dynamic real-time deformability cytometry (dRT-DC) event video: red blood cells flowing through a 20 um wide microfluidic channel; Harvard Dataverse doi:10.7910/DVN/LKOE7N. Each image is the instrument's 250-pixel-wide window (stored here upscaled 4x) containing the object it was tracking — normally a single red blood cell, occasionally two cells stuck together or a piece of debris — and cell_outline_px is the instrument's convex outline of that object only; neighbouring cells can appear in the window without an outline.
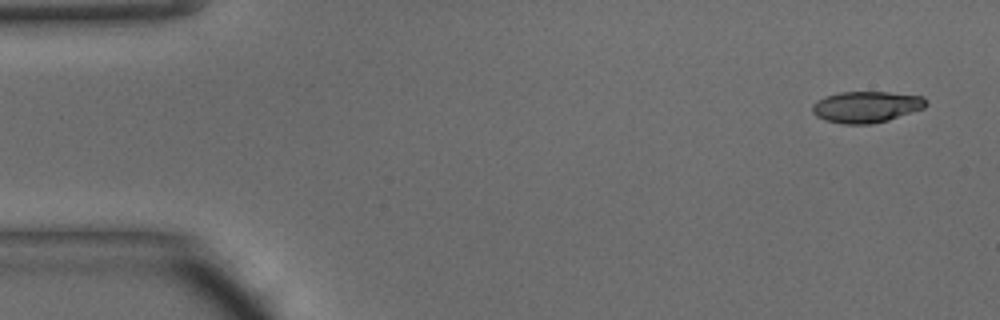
{"species": "common noctule bat (a hibernating species)", "species_latin": "Nyctalus noctula", "temperature_condition": "warm", "stored_images_in_passage": 46, "camera_frame_rate_fps": 3000, "um_per_image_px": 0.085, "animal": {"sex": "male", "body_mass_g": 15.6}, "frame": {"image": 1, "passage_image": 1, "time_ms": 0.0, "image_size_px": [1000, 320], "cell_outline_px": [[928, 104], [924, 108], [888, 120], [872, 124], [844, 124], [824, 120], [816, 116], [812, 112], [812, 104], [816, 100], [824, 96], [840, 92], [888, 92], [924, 96], [928, 100]], "centroid_in_image_um": [73.63, 9.08], "position_along_channel_um": 11.4, "area_um2": 20.98}}
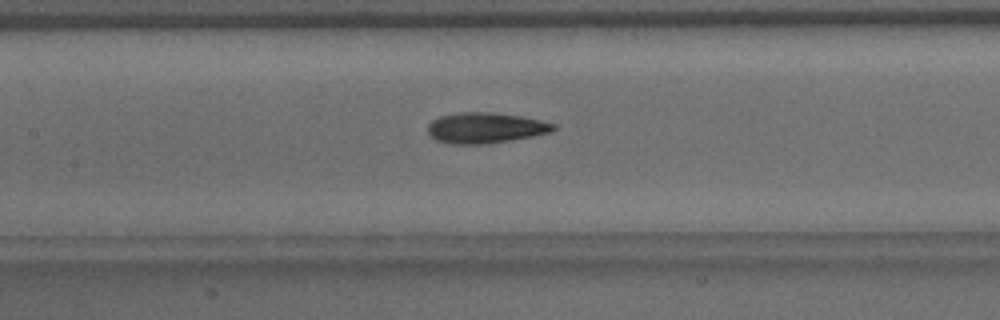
{"frame": {"image": 2, "passage_image": 20, "time_ms": 6.333, "image_size_px": [1000, 320], "cell_outline_px": [[556, 128], [552, 132], [532, 136], [508, 140], [480, 144], [452, 144], [436, 140], [428, 132], [428, 124], [432, 120], [440, 116], [460, 112], [492, 112], [520, 116], [540, 120], [556, 124]], "centroid_in_image_um": [41.25, 10.86], "position_along_channel_um": 166.1, "area_um2": 22.25}}
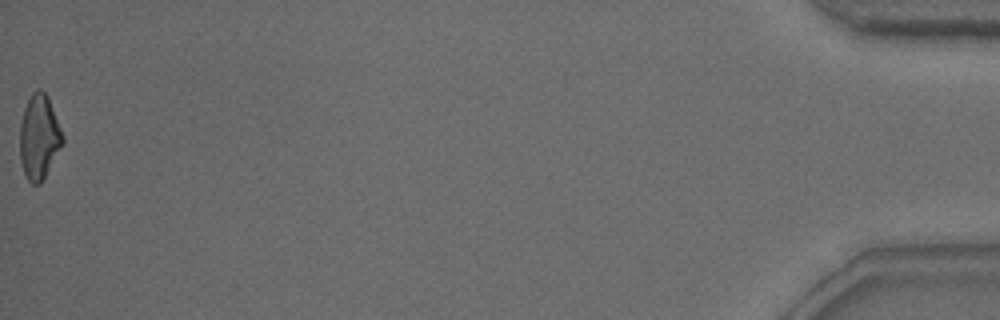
{"frame": {"image": 3, "passage_image": 46, "time_ms": 15.0, "image_size_px": [1000, 320], "cell_outline_px": [[64, 144], [40, 184], [32, 184], [28, 180], [24, 172], [20, 160], [20, 124], [24, 108], [32, 92], [36, 88], [40, 88], [48, 96], [64, 136]], "centroid_in_image_um": [3.34, 11.63], "position_along_channel_um": 431.9, "area_um2": 21.21}, "authors_computed_cell_mechanics": {"area_um2": 21.6172, "velocity_mm_per_s": 4.241, "shape_relaxation_time_tau1_ms": 6.5646, "shape_relaxation_time_tau2_ms": 3.1168, "deformation_change_tau1": 0.2062, "deformation_change_tau2": 0.1179}}